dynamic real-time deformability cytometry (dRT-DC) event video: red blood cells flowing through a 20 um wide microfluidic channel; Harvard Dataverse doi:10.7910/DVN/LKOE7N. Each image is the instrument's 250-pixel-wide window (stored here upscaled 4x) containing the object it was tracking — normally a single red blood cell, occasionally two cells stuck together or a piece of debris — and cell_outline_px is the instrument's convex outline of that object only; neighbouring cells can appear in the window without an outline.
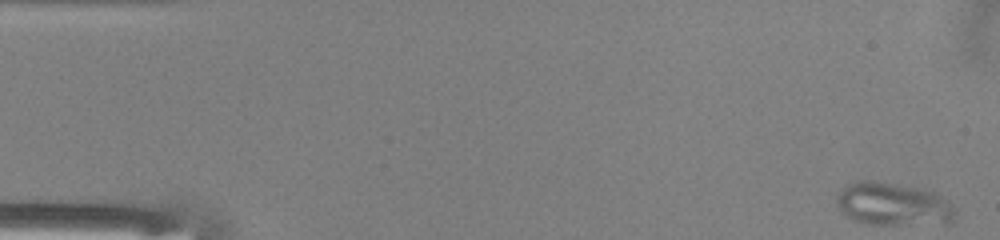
{"species": "common noctule bat (a hibernating species)", "species_latin": "Nyctalus noctula", "temperature_condition": "warm", "stored_images_in_passage": 50, "camera_frame_rate_fps": 3000, "um_per_image_px": 0.085, "animal": {"sex": "male", "body_mass_g": 13.0, "forearm_length_mm": 53.1}, "frame": {"image": 1, "passage_image": 1, "time_ms": 0.0, "image_size_px": [1000, 240], "cell_outline_px": [[956, 220], [952, 224], [872, 224], [852, 220], [840, 212], [836, 204], [836, 196], [852, 180], [868, 180], [896, 184], [920, 188], [936, 192], [948, 200], [956, 208]], "centroid_in_image_um": [75.96, 17.37], "position_along_channel_um": 9.0, "area_um2": 30.35}}
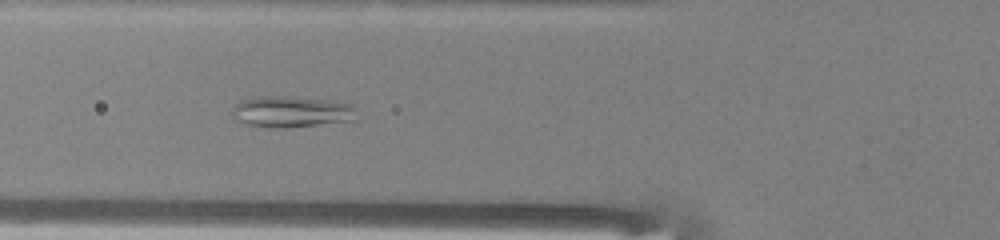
{"frame": {"image": 2, "passage_image": 18, "time_ms": 5.667, "image_size_px": [1000, 240], "cell_outline_px": [[356, 108], [352, 120], [316, 124], [276, 128], [248, 124], [240, 120], [232, 112], [232, 108], [240, 100], [252, 96], [284, 96], [332, 100], [352, 104]], "centroid_in_image_um": [24.75, 9.46], "position_along_channel_um": 101.0, "area_um2": 22.2}}
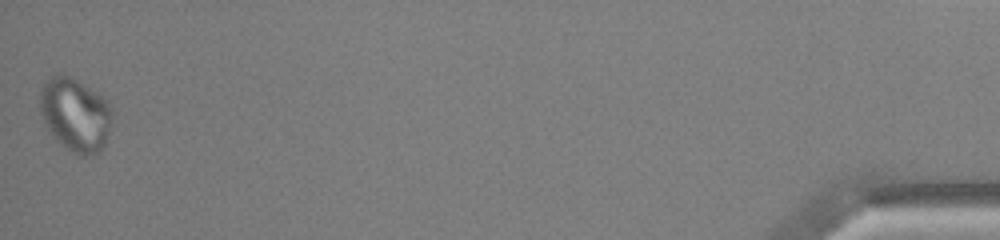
{"frame": {"image": 3, "passage_image": 50, "time_ms": 16.333, "image_size_px": [1000, 240], "cell_outline_px": [[112, 116], [104, 148], [100, 152], [88, 156], [76, 156], [56, 140], [48, 128], [40, 112], [40, 92], [44, 84], [52, 76], [68, 76], [104, 96], [108, 100], [112, 108]], "centroid_in_image_um": [6.43, 9.79], "position_along_channel_um": 428.8, "area_um2": 30.75}}